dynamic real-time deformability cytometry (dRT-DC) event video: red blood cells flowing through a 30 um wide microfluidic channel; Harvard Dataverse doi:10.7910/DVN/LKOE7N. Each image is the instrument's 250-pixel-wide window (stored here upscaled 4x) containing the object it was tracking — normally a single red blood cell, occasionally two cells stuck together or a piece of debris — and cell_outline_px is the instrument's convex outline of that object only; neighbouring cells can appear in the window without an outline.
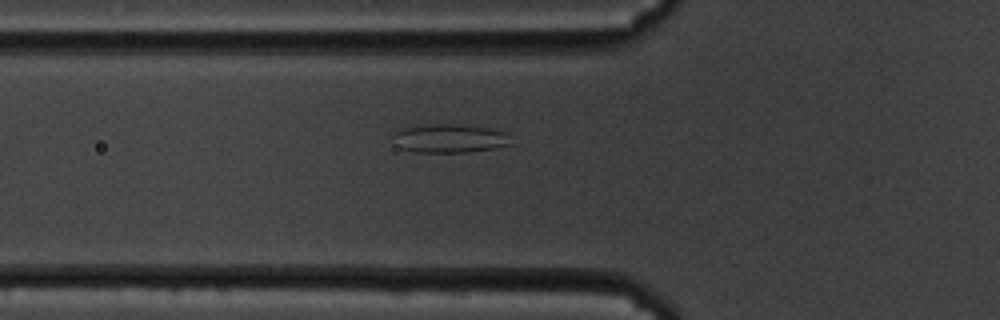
{"species": "common noctule bat (a hibernating species)", "species_latin": "Nyctalus noctula", "temperature_condition": "cold", "stored_images_in_passage": 45, "camera_frame_rate_fps": 3000, "um_per_image_px": 0.085, "animal": {"sex": "male", "body_mass_g": 19.5, "forearm_length_mm": 54.6}, "frame": {"image": 1, "passage_image": 11, "time_ms": 3.333, "image_size_px": [1000, 320], "cell_outline_px": [[516, 144], [496, 148], [464, 152], [416, 152], [400, 148], [396, 132], [404, 128], [428, 124], [448, 124], [488, 128], [504, 132]], "centroid_in_image_um": [38.33, 11.78], "position_along_channel_um": 87.5, "area_um2": 19.19}}
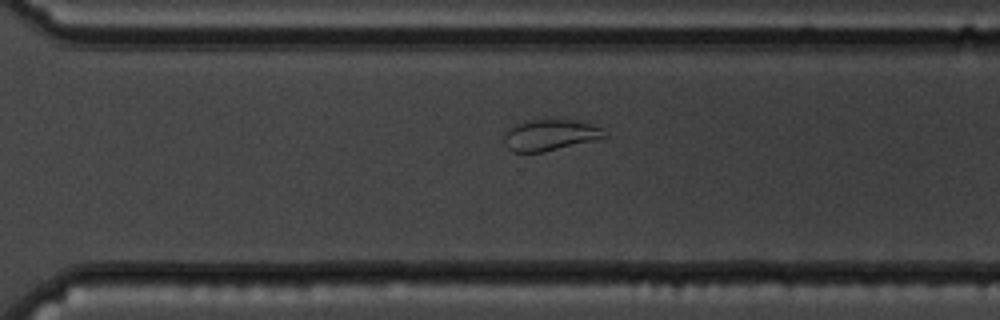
{"frame": {"image": 2, "passage_image": 32, "time_ms": 10.333, "image_size_px": [1000, 320], "cell_outline_px": [[608, 136], [544, 152], [512, 152], [508, 148], [504, 136], [504, 132], [512, 124], [524, 120], [572, 120], [604, 128], [608, 132]], "centroid_in_image_um": [46.72, 11.47], "position_along_channel_um": 323.9, "area_um2": 18.15}}
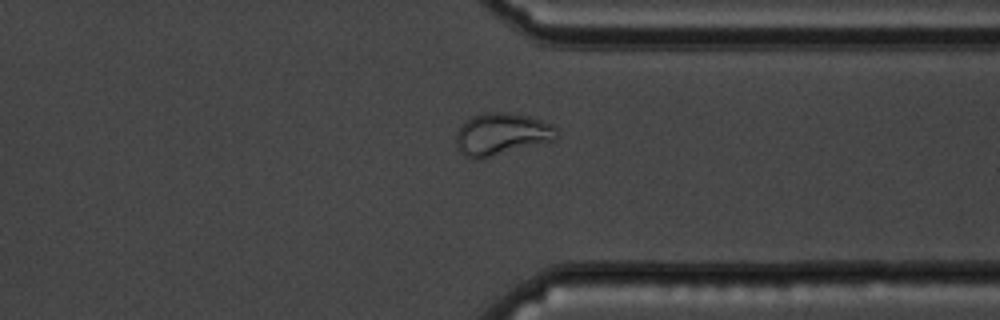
{"frame": {"image": 3, "passage_image": 36, "time_ms": 11.667, "image_size_px": [1000, 320], "cell_outline_px": [[560, 136], [556, 140], [480, 160], [476, 160], [464, 156], [456, 148], [456, 132], [460, 124], [464, 120], [480, 112], [508, 112], [528, 116], [552, 124], [556, 128]], "centroid_in_image_um": [42.61, 11.41], "position_along_channel_um": 368.8, "area_um2": 25.43}}